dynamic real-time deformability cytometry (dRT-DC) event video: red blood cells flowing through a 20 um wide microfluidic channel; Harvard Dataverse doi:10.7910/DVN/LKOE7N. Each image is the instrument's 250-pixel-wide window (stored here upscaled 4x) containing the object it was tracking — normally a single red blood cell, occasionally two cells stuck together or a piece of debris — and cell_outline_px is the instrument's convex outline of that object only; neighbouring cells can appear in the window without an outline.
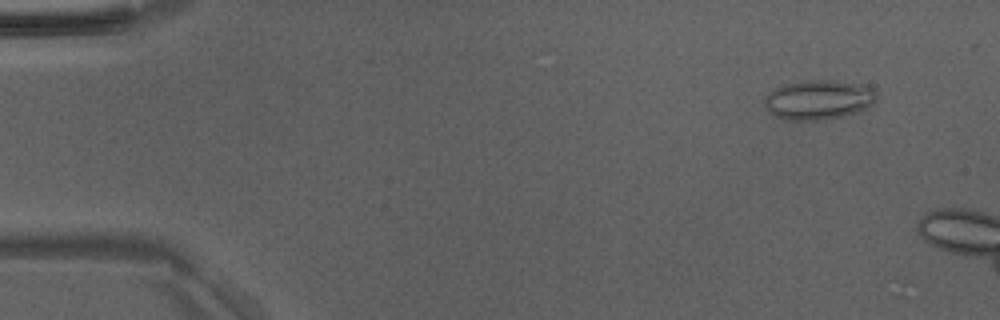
{"species": "Egyptian fruit bat (a non-hibernating species)", "species_latin": "Rousettus aegyptiacus", "temperature_condition": "room temperature", "stored_images_in_passage": 8, "camera_frame_rate_fps": 3000, "um_per_image_px": 0.085, "animal": {"sex": "male"}, "frame": {"image": 1, "passage_image": 2, "time_ms": 0.333, "image_size_px": [1000, 320], "cell_outline_px": [[876, 100], [868, 108], [860, 112], [844, 116], [816, 120], [784, 120], [772, 116], [764, 108], [764, 96], [776, 88], [784, 84], [800, 80], [832, 80], [864, 84], [872, 88], [876, 92]], "centroid_in_image_um": [69.56, 8.48], "position_along_channel_um": 15.4, "area_um2": 26.41}}